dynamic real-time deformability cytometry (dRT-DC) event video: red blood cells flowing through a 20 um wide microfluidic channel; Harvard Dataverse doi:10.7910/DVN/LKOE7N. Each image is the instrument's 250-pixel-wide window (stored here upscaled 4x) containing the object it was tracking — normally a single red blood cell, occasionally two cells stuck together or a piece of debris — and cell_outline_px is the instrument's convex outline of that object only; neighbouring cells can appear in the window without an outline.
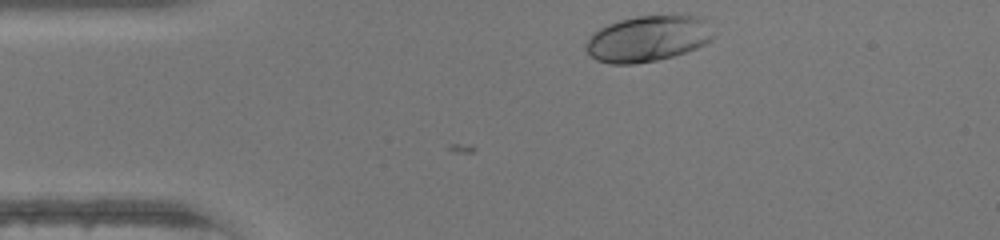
{"species": "human", "species_latin": "Homo sapiens", "temperature_condition": "warm", "stored_images_in_passage": 36, "camera_frame_rate_fps": 3000, "um_per_image_px": 0.085, "donor": {"sex": "female"}, "frame": {"image": 1, "passage_image": 1, "time_ms": 0.0, "image_size_px": [1000, 240], "cell_outline_px": [[716, 36], [712, 40], [696, 48], [672, 56], [656, 60], [632, 64], [612, 64], [596, 60], [584, 48], [584, 44], [592, 32], [608, 24], [620, 20], [636, 16], [700, 16], [704, 20]], "centroid_in_image_um": [55.04, 3.29], "position_along_channel_um": 30.0, "area_um2": 33.99}}
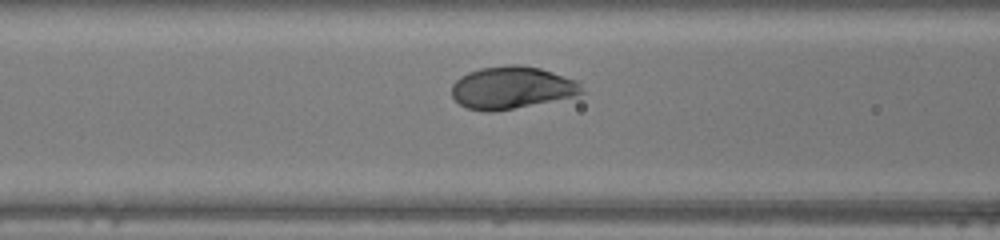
{"frame": {"image": 2, "passage_image": 11, "time_ms": 3.333, "image_size_px": [1000, 240], "cell_outline_px": [[584, 92], [576, 96], [492, 112], [488, 112], [468, 108], [460, 104], [452, 96], [452, 84], [460, 76], [468, 72], [480, 68], [508, 64], [520, 64], [540, 68], [576, 80], [584, 88]], "centroid_in_image_um": [43.5, 7.44], "position_along_channel_um": 123.1, "area_um2": 32.08}}
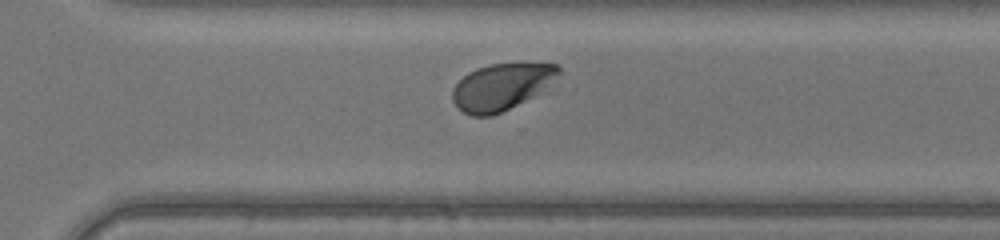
{"frame": {"image": 3, "passage_image": 25, "time_ms": 8.0, "image_size_px": [1000, 240], "cell_outline_px": [[564, 72], [532, 96], [492, 116], [472, 116], [464, 112], [452, 100], [452, 88], [468, 72], [476, 68], [492, 64], [556, 64]], "centroid_in_image_um": [42.59, 7.37], "position_along_channel_um": 328.0, "area_um2": 28.15}, "authors_computed_cell_mechanics": {"area_um2": 31.1831, "velocity_mm_per_s": 4.3891, "shape_relaxation_time_tau1_ms": 1.6024, "shape_relaxation_time_tau2_ms": null, "deformation_change_tau1": 0.1239, "deformation_change_tau2": null}}